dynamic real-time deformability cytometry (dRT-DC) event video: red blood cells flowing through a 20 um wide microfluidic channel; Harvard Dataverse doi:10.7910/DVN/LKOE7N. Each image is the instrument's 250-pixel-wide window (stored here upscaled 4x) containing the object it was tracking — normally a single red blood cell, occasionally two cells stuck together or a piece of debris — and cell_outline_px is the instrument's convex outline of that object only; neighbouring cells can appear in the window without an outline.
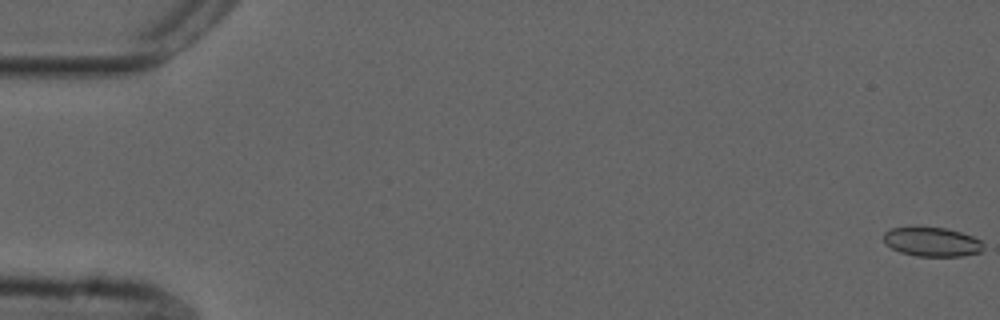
{"species": "common noctule bat (a hibernating species)", "species_latin": "Nyctalus noctula", "temperature_condition": "cold", "stored_images_in_passage": 55, "camera_frame_rate_fps": 3000, "um_per_image_px": 0.085, "animal": {"sex": "male", "forearm_length_mm": 52.5}, "frame": {"image": 1, "passage_image": 1, "time_ms": 0.0, "image_size_px": [1000, 320], "cell_outline_px": [[984, 248], [980, 252], [960, 256], [916, 256], [900, 252], [884, 244], [884, 232], [892, 228], [944, 228], [960, 232], [972, 236], [980, 240], [984, 244]], "centroid_in_image_um": [79.22, 20.57], "position_along_channel_um": 5.8, "area_um2": 16.76}}
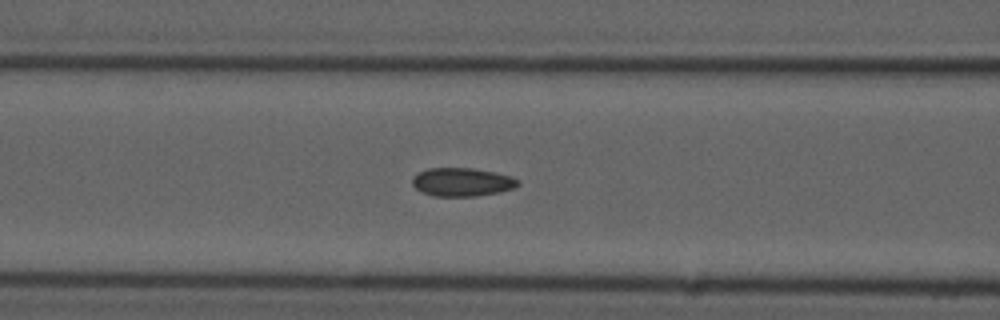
{"frame": {"image": 2, "passage_image": 23, "time_ms": 7.333, "image_size_px": [1000, 320], "cell_outline_px": [[520, 184], [512, 188], [500, 192], [476, 196], [432, 196], [420, 192], [412, 184], [412, 176], [416, 172], [428, 168], [472, 168], [496, 172], [512, 176], [520, 180]], "centroid_in_image_um": [39.25, 15.47], "position_along_channel_um": 127.3, "area_um2": 17.8}}
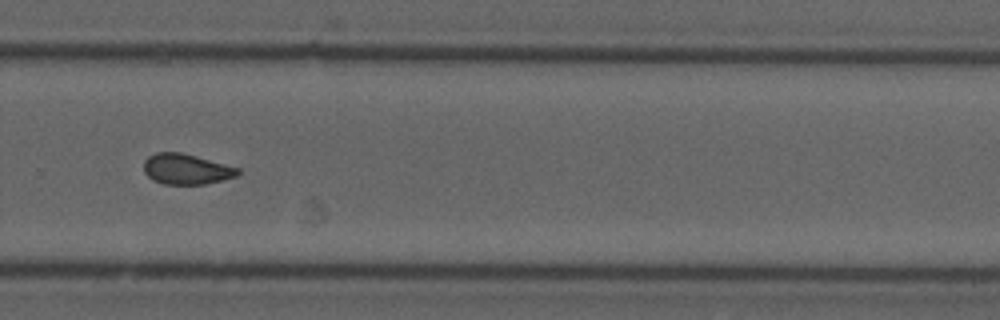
{"frame": {"image": 3, "passage_image": 38, "time_ms": 12.333, "image_size_px": [1000, 320], "cell_outline_px": [[240, 172], [236, 176], [204, 184], [164, 184], [152, 180], [144, 172], [144, 160], [148, 156], [156, 152], [180, 152], [196, 156], [240, 168]], "centroid_in_image_um": [15.81, 14.37], "position_along_channel_um": 314.0, "area_um2": 16.65}, "authors_computed_cell_mechanics": {"area_um2": 17.2244, "velocity_mm_per_s": 3.7418, "shape_relaxation_time_tau1_ms": null, "shape_relaxation_time_tau2_ms": 1.6479, "deformation_change_tau1": null, "deformation_change_tau2": 0.0591}}